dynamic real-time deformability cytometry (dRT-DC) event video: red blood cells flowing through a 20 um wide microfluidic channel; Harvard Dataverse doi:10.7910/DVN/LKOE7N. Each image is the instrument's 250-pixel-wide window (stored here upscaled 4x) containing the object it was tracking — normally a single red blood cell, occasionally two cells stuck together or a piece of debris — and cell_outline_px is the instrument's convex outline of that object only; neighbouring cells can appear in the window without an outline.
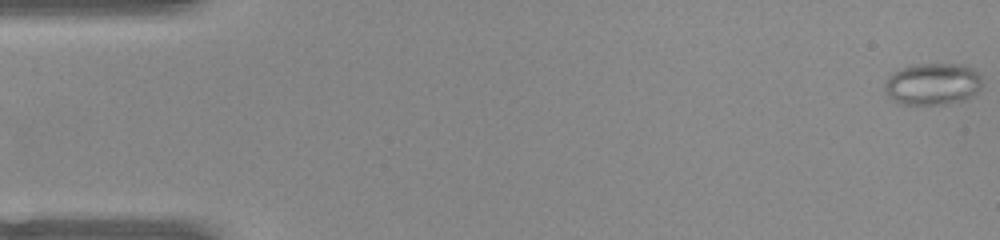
{"species": "common noctule bat (a hibernating species)", "species_latin": "Nyctalus noctula", "temperature_condition": "warm", "stored_images_in_passage": 31, "camera_frame_rate_fps": 3000, "um_per_image_px": 0.085, "animal": {"sex": "female", "body_mass_g": 22.0, "forearm_length_mm": 56.7}, "frame": {"image": 1, "passage_image": 1, "time_ms": 0.0, "image_size_px": [1000, 240], "cell_outline_px": [[980, 88], [976, 92], [960, 100], [948, 104], [900, 104], [892, 100], [888, 96], [884, 88], [884, 84], [888, 76], [900, 68], [916, 64], [952, 64], [972, 68], [980, 76]], "centroid_in_image_um": [79.2, 7.14], "position_along_channel_um": 5.8, "area_um2": 23.47}}
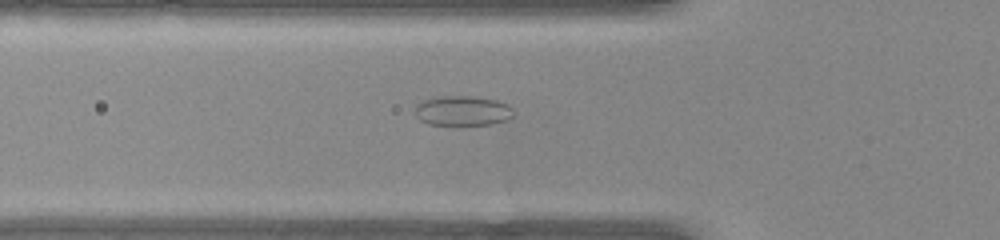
{"frame": {"image": 2, "passage_image": 18, "time_ms": 5.667, "image_size_px": [1000, 240], "cell_outline_px": [[512, 116], [508, 120], [488, 124], [428, 124], [420, 120], [412, 112], [416, 104], [424, 100], [440, 96], [480, 96], [496, 100], [508, 104], [512, 108]], "centroid_in_image_um": [39.29, 9.39], "position_along_channel_um": 86.5, "area_um2": 17.22}}
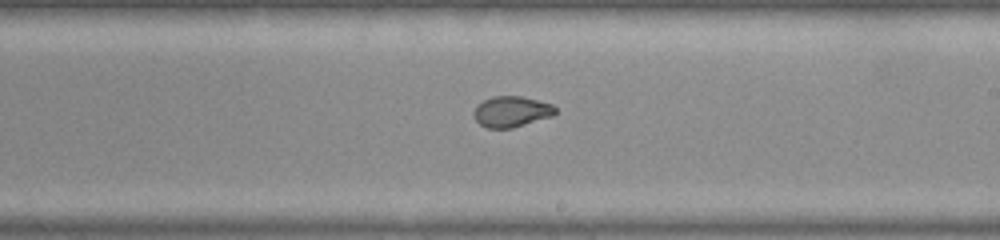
{"frame": {"image": 3, "passage_image": 30, "time_ms": 9.667, "image_size_px": [1000, 240], "cell_outline_px": [[556, 112], [552, 116], [512, 128], [488, 128], [480, 124], [476, 120], [472, 112], [476, 104], [492, 96], [520, 96], [552, 104], [556, 108]], "centroid_in_image_um": [43.44, 9.48], "position_along_channel_um": 245.6, "area_um2": 14.62}}